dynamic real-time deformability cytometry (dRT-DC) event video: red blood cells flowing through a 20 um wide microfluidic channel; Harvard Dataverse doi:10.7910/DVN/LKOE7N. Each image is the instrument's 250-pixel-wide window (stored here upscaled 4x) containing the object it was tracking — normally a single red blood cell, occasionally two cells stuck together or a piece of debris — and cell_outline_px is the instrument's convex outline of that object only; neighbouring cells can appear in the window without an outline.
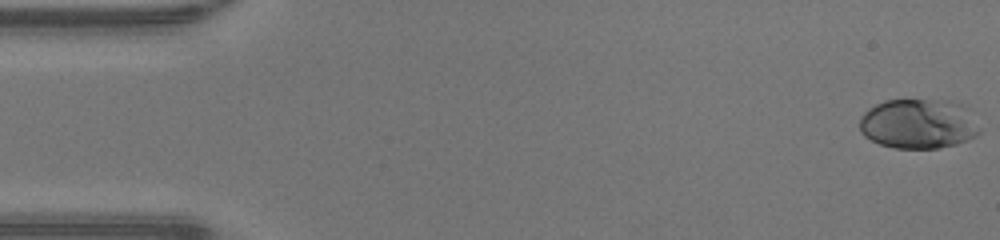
{"species": "human", "species_latin": "Homo sapiens", "temperature_condition": "warm", "stored_images_in_passage": 48, "camera_frame_rate_fps": 3000, "um_per_image_px": 0.085, "donor": {"sex": "male"}, "frame": {"image": 1, "passage_image": 1, "time_ms": 0.0, "image_size_px": [1000, 240], "cell_outline_px": [[980, 132], [976, 136], [968, 140], [956, 144], [940, 148], [896, 148], [880, 144], [864, 136], [860, 132], [860, 116], [868, 108], [884, 100], [956, 100], [964, 104], [968, 108], [980, 128]], "centroid_in_image_um": [78.09, 10.51], "position_along_channel_um": 6.9, "area_um2": 35.32}}
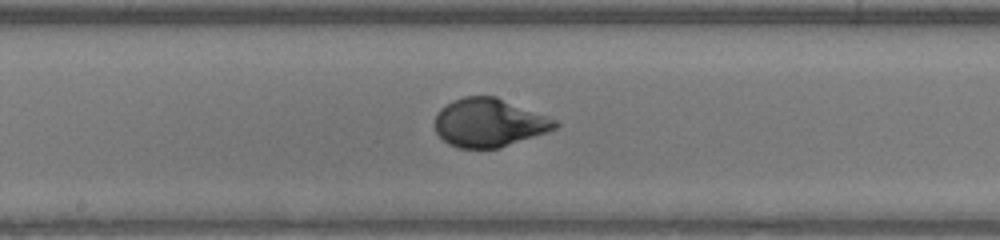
{"frame": {"image": 2, "passage_image": 25, "time_ms": 8.0, "image_size_px": [1000, 240], "cell_outline_px": [[560, 124], [556, 128], [548, 132], [500, 148], [460, 148], [448, 144], [436, 132], [436, 112], [440, 108], [452, 100], [464, 96], [496, 96], [548, 116], [556, 120]], "centroid_in_image_um": [41.58, 10.42], "position_along_channel_um": 206.6, "area_um2": 34.04}}
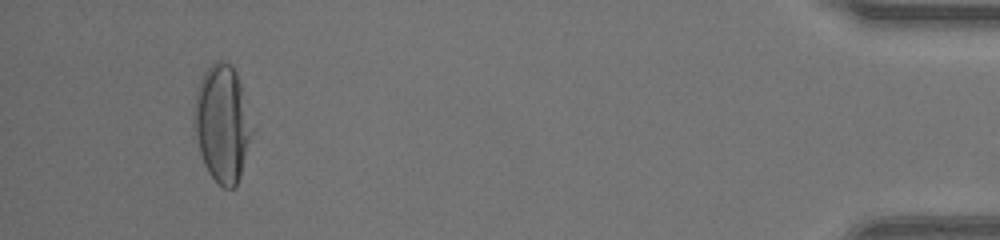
{"frame": {"image": 3, "passage_image": 45, "time_ms": 14.667, "image_size_px": [1000, 240], "cell_outline_px": [[252, 132], [240, 176], [236, 184], [232, 188], [224, 188], [208, 172], [204, 164], [192, 128], [192, 112], [196, 92], [200, 80], [204, 72], [216, 60], [224, 60], [232, 64], [236, 72], [240, 84]], "centroid_in_image_um": [18.83, 10.47], "position_along_channel_um": 416.4, "area_um2": 39.13}, "authors_computed_cell_mechanics": {"area_um2": 34.1309, "velocity_mm_per_s": 4.3244, "shape_relaxation_time_tau1_ms": 3.7115, "shape_relaxation_time_tau2_ms": null, "deformation_change_tau1": 0.2233, "deformation_change_tau2": null}}